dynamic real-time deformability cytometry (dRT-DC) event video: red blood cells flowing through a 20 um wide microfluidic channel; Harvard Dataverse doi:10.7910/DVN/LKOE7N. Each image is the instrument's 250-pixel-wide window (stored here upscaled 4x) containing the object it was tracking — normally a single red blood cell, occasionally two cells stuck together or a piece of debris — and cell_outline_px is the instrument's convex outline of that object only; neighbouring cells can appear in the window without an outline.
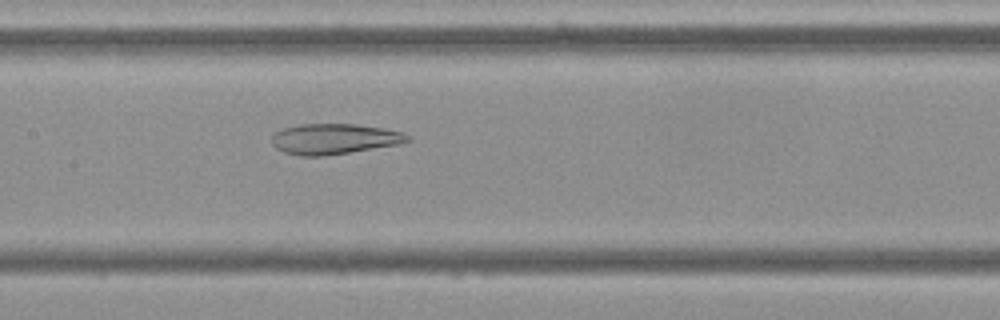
{"species": "Egyptian fruit bat (a non-hibernating species)", "species_latin": "Rousettus aegyptiacus", "temperature_condition": "cold", "stored_images_in_passage": 43, "camera_frame_rate_fps": 3000, "um_per_image_px": 0.085, "frame": {"image": 1, "passage_image": 21, "time_ms": 6.667, "image_size_px": [1000, 320], "cell_outline_px": [[412, 140], [400, 144], [324, 156], [300, 156], [284, 152], [276, 148], [272, 144], [272, 136], [276, 132], [284, 128], [300, 124], [356, 124], [384, 128], [400, 132], [408, 136]], "centroid_in_image_um": [28.4, 11.81], "position_along_channel_um": 179.0, "area_um2": 24.04}}
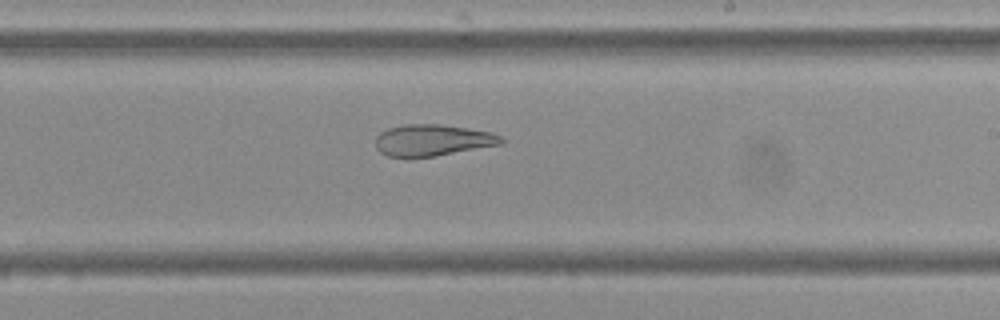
{"frame": {"image": 2, "passage_image": 27, "time_ms": 8.667, "image_size_px": [1000, 320], "cell_outline_px": [[504, 140], [500, 144], [436, 156], [388, 156], [380, 152], [376, 148], [376, 136], [380, 132], [388, 128], [404, 124], [440, 124], [468, 128], [492, 132], [504, 136]], "centroid_in_image_um": [36.78, 11.9], "position_along_channel_um": 252.2, "area_um2": 22.95}}
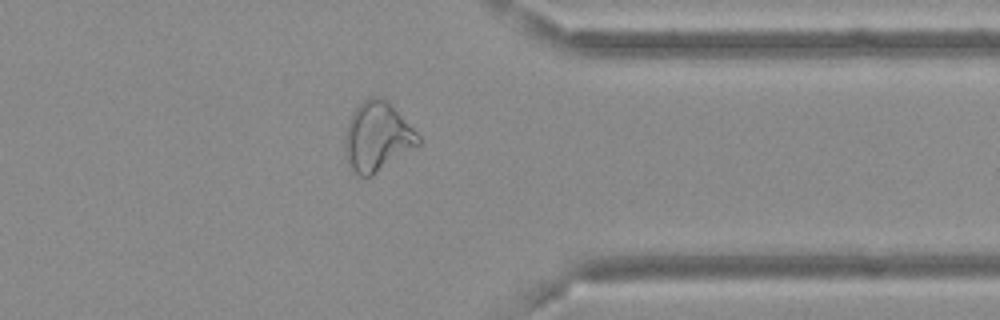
{"frame": {"image": 3, "passage_image": 38, "time_ms": 12.333, "image_size_px": [1000, 320], "cell_outline_px": [[420, 144], [372, 176], [360, 176], [348, 164], [344, 156], [344, 136], [348, 120], [356, 108], [364, 100], [372, 96], [380, 96], [388, 100], [392, 104], [420, 136]], "centroid_in_image_um": [32.05, 11.61], "position_along_channel_um": 379.3, "area_um2": 29.71}, "authors_computed_cell_mechanics": {"area_um2": 27.1082, "velocity_mm_per_s": 3.6799, "shape_relaxation_time_tau1_ms": null, "shape_relaxation_time_tau2_ms": 4.2256, "deformation_change_tau1": null, "deformation_change_tau2": 0.1295}}